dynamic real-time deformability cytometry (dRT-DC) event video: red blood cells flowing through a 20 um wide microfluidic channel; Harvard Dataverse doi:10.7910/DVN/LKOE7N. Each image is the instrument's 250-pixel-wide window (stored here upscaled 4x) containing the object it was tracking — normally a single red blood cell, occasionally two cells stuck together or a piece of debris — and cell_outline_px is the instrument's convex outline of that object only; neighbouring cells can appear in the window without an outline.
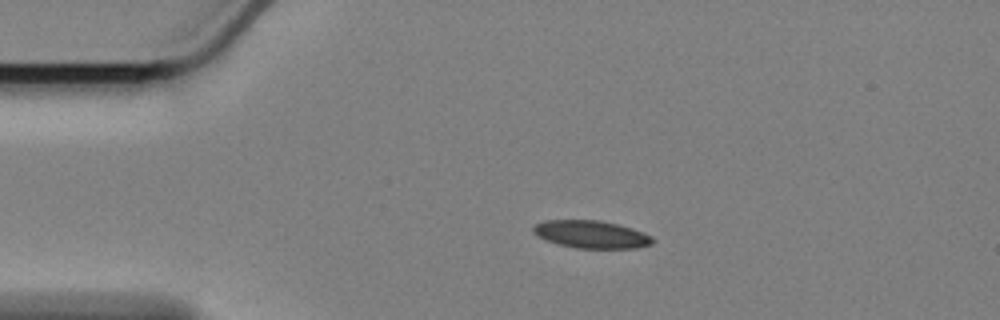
{"species": "Egyptian fruit bat (a non-hibernating species)", "species_latin": "Rousettus aegyptiacus", "temperature_condition": "cold", "stored_images_in_passage": 48, "camera_frame_rate_fps": 3000, "um_per_image_px": 0.085, "animal": {"sex": "female"}, "frame": {"image": 1, "passage_image": 1, "time_ms": 0.0, "image_size_px": [1000, 320], "cell_outline_px": [[652, 244], [636, 248], [576, 248], [560, 244], [548, 240], [532, 232], [532, 228], [536, 224], [544, 220], [600, 220], [632, 228], [652, 236]], "centroid_in_image_um": [50.26, 19.91], "position_along_channel_um": 34.7, "area_um2": 18.96}}
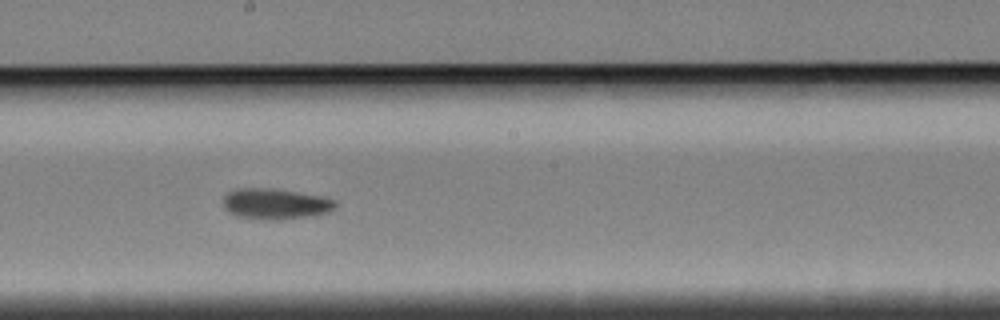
{"frame": {"image": 2, "passage_image": 21, "time_ms": 6.667, "image_size_px": [1000, 320], "cell_outline_px": [[336, 204], [328, 212], [312, 216], [280, 220], [272, 220], [236, 216], [228, 212], [224, 208], [224, 196], [228, 192], [236, 188], [276, 188], [320, 196], [336, 200]], "centroid_in_image_um": [23.38, 17.32], "position_along_channel_um": 224.8, "area_um2": 20.17}}
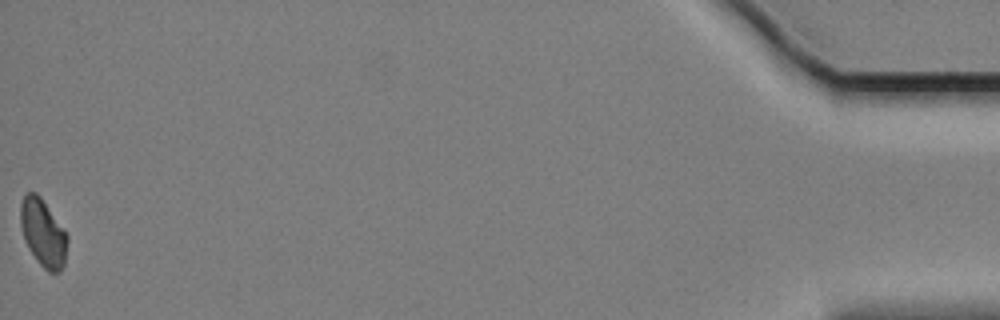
{"frame": {"image": 3, "passage_image": 48, "time_ms": 15.667, "image_size_px": [1000, 320], "cell_outline_px": [[68, 240], [64, 264], [60, 272], [48, 272], [36, 260], [28, 248], [24, 240], [20, 224], [20, 204], [24, 192], [36, 192], [40, 196], [68, 236]], "centroid_in_image_um": [3.63, 19.79], "position_along_channel_um": 431.6, "area_um2": 18.44}, "authors_computed_cell_mechanics": {"area_um2": 19.5364, "velocity_mm_per_s": 3.3809, "shape_relaxation_time_tau1_ms": 10.8169, "shape_relaxation_time_tau2_ms": null, "deformation_change_tau1": 0.1301, "deformation_change_tau2": null}}